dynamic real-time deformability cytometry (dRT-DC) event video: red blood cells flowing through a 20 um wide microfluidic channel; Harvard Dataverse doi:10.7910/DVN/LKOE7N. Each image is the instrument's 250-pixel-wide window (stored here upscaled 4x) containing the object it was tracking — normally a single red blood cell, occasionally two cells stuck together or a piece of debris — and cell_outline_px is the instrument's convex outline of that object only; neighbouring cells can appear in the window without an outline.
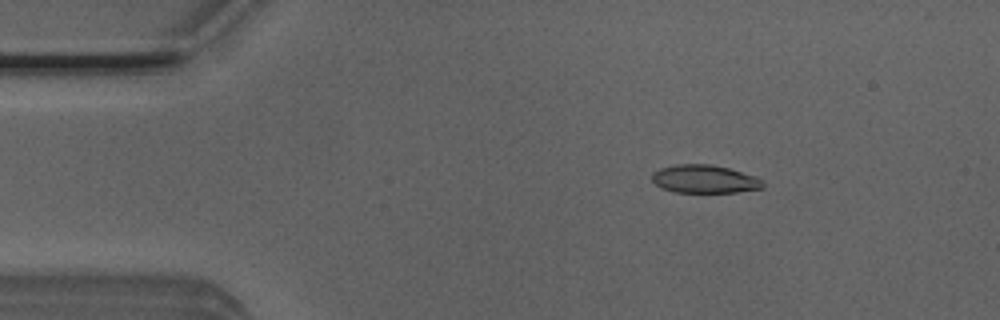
{"species": "Egyptian fruit bat (a non-hibernating species)", "species_latin": "Rousettus aegyptiacus", "temperature_condition": "room temperature", "stored_images_in_passage": 4, "camera_frame_rate_fps": 3000, "um_per_image_px": 0.085, "animal": {"sex": "male"}, "frame": {"image": 1, "passage_image": 2, "time_ms": 0.333, "image_size_px": [1000, 320], "cell_outline_px": [[764, 188], [736, 192], [676, 192], [660, 188], [652, 180], [652, 172], [660, 168], [676, 164], [712, 164], [728, 168], [752, 176], [760, 180], [764, 184]], "centroid_in_image_um": [59.83, 15.22], "position_along_channel_um": 25.2, "area_um2": 18.03}}
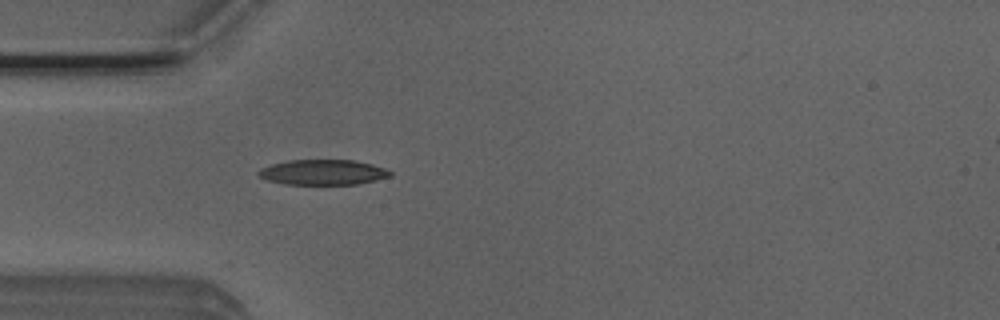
{"frame": {"image": 2, "passage_image": 4, "time_ms": 1.0, "image_size_px": [1000, 320], "cell_outline_px": [[392, 176], [360, 184], [284, 184], [268, 180], [260, 176], [256, 172], [260, 168], [272, 164], [288, 160], [356, 160], [372, 164], [384, 168], [392, 172]], "centroid_in_image_um": [27.47, 14.64], "position_along_channel_um": 57.5, "area_um2": 19.42}}